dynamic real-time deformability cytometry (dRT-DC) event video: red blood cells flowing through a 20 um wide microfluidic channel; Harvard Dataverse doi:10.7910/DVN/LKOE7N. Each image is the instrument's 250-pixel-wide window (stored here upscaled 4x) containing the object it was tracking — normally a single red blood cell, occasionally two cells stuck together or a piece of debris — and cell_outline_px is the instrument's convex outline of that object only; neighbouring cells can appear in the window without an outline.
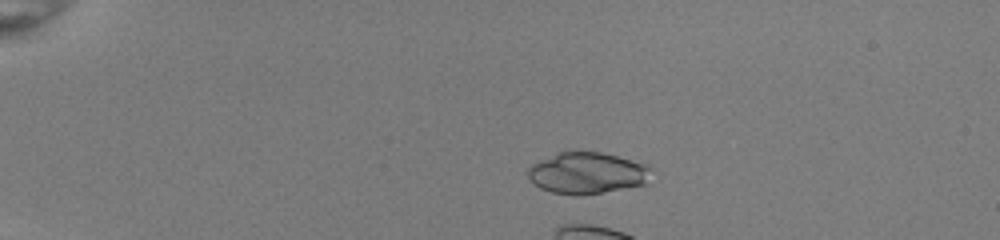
{"species": "common noctule bat (a hibernating species)", "species_latin": "Nyctalus noctula", "temperature_condition": "room temperature", "stored_images_in_passage": 4, "camera_frame_rate_fps": 3000, "um_per_image_px": 0.085, "animal": {"sex": "female", "body_mass_g": 22.0, "forearm_length_mm": 56.7}, "frame": {"image": 1, "passage_image": 1, "time_ms": 0.0, "image_size_px": [1000, 240], "cell_outline_px": [[652, 168], [648, 184], [576, 196], [552, 192], [540, 188], [528, 176], [528, 168], [532, 164], [560, 152], [576, 148], [600, 152], [648, 164]], "centroid_in_image_um": [49.94, 14.68], "position_along_channel_um": 35.1, "area_um2": 30.11}}